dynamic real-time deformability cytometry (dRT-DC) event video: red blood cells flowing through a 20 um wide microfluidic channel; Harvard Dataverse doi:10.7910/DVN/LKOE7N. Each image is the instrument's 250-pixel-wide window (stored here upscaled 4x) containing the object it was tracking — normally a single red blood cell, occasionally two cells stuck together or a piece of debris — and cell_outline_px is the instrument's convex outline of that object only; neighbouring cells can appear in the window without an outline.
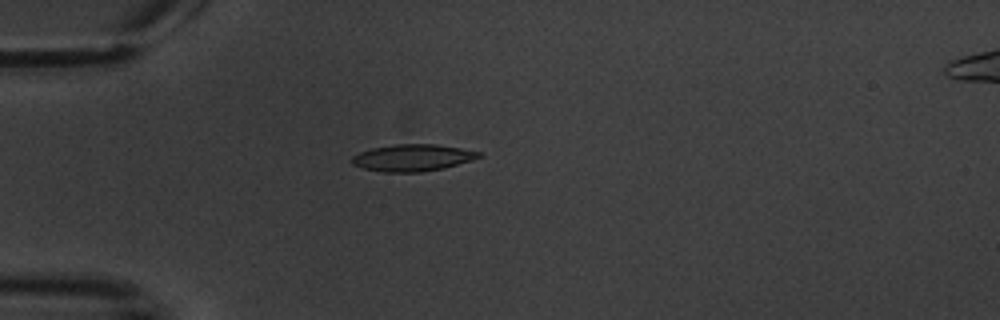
{"species": "common noctule bat (a hibernating species)", "species_latin": "Nyctalus noctula", "temperature_condition": "warm", "stored_images_in_passage": 5, "camera_frame_rate_fps": 3000, "um_per_image_px": 0.085, "animal": {"sex": "male", "body_mass_g": 20.1, "forearm_length_mm": 53.5}, "frame": {"image": 1, "passage_image": 5, "time_ms": 4.667, "image_size_px": [1000, 320], "cell_outline_px": [[484, 156], [472, 160], [444, 168], [420, 172], [384, 172], [364, 168], [352, 164], [352, 156], [360, 152], [372, 148], [392, 144], [436, 144], [460, 148], [480, 152]], "centroid_in_image_um": [35.08, 13.4], "position_along_channel_um": 49.9, "area_um2": 19.83}}